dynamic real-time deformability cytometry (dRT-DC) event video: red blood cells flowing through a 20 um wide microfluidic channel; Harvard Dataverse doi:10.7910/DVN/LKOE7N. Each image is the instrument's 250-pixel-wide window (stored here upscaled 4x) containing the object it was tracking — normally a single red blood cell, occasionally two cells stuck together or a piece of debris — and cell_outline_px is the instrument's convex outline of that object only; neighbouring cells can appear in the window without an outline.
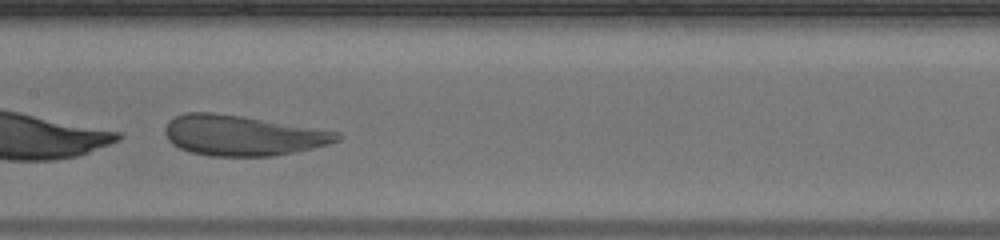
{"species": "human", "species_latin": "Homo sapiens", "temperature_condition": "warm", "stored_images_in_passage": 32, "camera_frame_rate_fps": 3000, "um_per_image_px": 0.085, "donor": {"sex": "male"}, "frame": {"image": 1, "passage_image": 14, "time_ms": 4.333, "image_size_px": [1000, 240], "cell_outline_px": [[344, 136], [340, 140], [328, 144], [312, 148], [272, 156], [208, 156], [188, 152], [172, 144], [168, 140], [164, 132], [164, 128], [168, 120], [184, 112], [212, 112], [240, 116], [340, 132]], "centroid_in_image_um": [20.57, 11.51], "position_along_channel_um": 186.8, "area_um2": 40.46}}
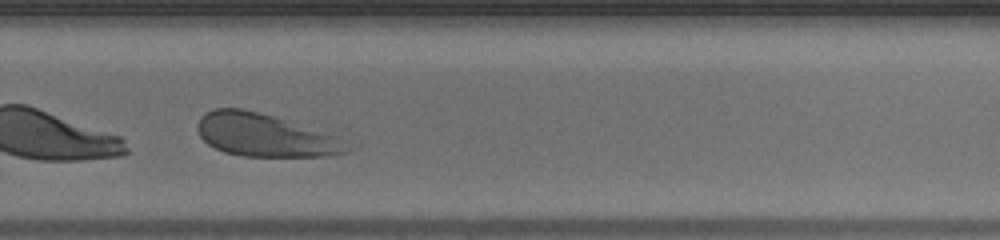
{"frame": {"image": 2, "passage_image": 23, "time_ms": 7.333, "image_size_px": [1000, 240], "cell_outline_px": [[352, 148], [348, 152], [324, 156], [240, 156], [224, 152], [208, 144], [200, 136], [196, 128], [196, 124], [200, 116], [212, 108], [244, 108], [276, 116], [336, 136]], "centroid_in_image_um": [22.46, 11.47], "position_along_channel_um": 307.3, "area_um2": 37.45}, "authors_computed_cell_mechanics": {"area_um2": 41.038, "velocity_mm_per_s": 4.0179, "shape_relaxation_time_tau1_ms": 1.1508, "shape_relaxation_time_tau2_ms": 0.5646, "deformation_change_tau1": 0.2739, "deformation_change_tau2": 0.0901}}